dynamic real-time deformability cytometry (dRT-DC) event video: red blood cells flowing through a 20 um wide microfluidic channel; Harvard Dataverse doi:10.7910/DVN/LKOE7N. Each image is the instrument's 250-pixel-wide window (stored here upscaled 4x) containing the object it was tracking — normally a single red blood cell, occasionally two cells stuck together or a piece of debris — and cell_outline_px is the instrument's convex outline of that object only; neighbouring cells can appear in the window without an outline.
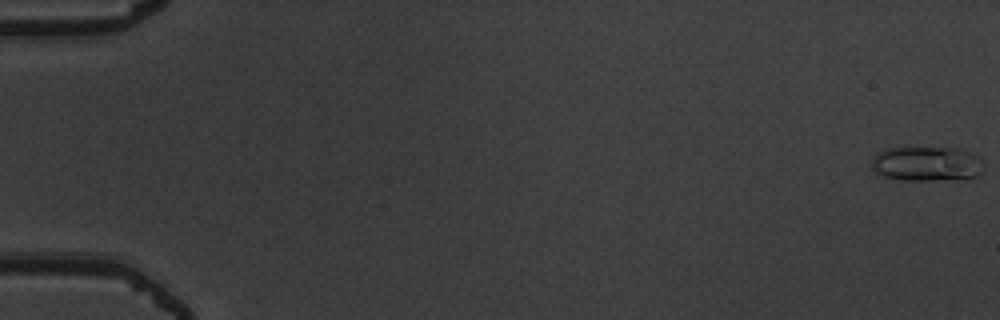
{"species": "common noctule bat (a hibernating species)", "species_latin": "Nyctalus noctula", "temperature_condition": "warm", "stored_images_in_passage": 53, "camera_frame_rate_fps": 3000, "um_per_image_px": 0.085, "animal": {"sex": "male", "body_mass_g": 19.5, "forearm_length_mm": 54.6}, "frame": {"image": 1, "passage_image": 1, "time_ms": 0.0, "image_size_px": [1000, 320], "cell_outline_px": [[984, 172], [976, 176], [928, 180], [900, 180], [884, 176], [876, 172], [872, 168], [872, 156], [876, 152], [884, 148], [956, 148], [968, 152], [976, 156]], "centroid_in_image_um": [78.67, 13.91], "position_along_channel_um": 6.3, "area_um2": 22.25}}
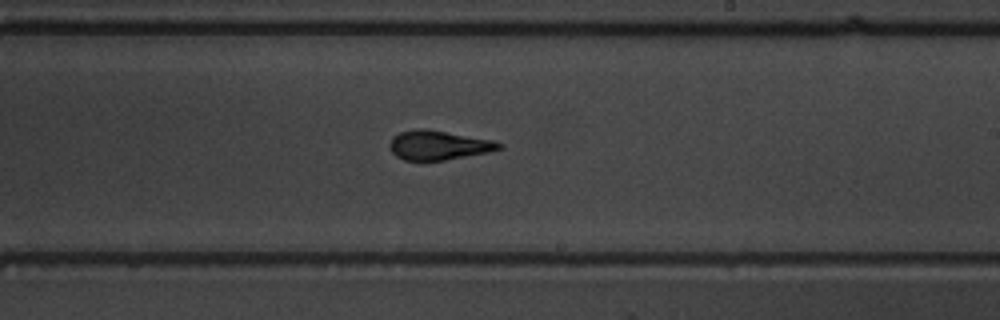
{"frame": {"image": 2, "passage_image": 33, "time_ms": 10.667, "image_size_px": [1000, 320], "cell_outline_px": [[504, 144], [500, 148], [488, 152], [444, 160], [404, 160], [396, 156], [392, 152], [388, 144], [392, 136], [400, 132], [416, 128], [424, 128], [492, 140]], "centroid_in_image_um": [37.22, 12.33], "position_along_channel_um": 251.8, "area_um2": 18.55}}
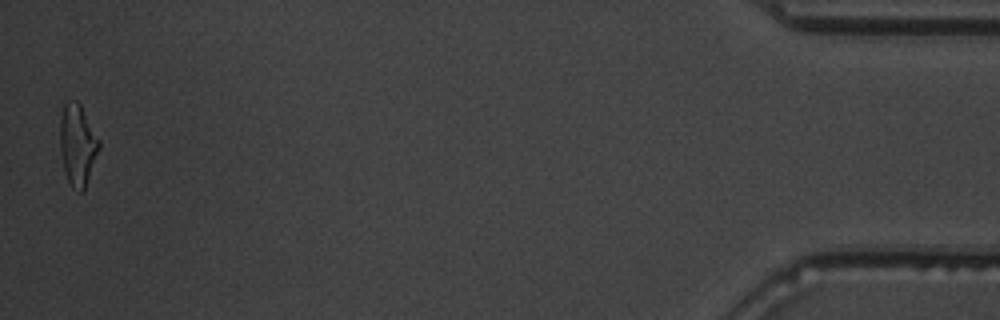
{"frame": {"image": 3, "passage_image": 53, "time_ms": 17.333, "image_size_px": [1000, 320], "cell_outline_px": [[100, 148], [84, 192], [80, 192], [72, 188], [68, 180], [64, 168], [60, 152], [60, 116], [64, 104], [68, 100], [76, 100], [80, 104], [100, 140]], "centroid_in_image_um": [6.6, 12.32], "position_along_channel_um": 428.6, "area_um2": 18.67}, "authors_computed_cell_mechanics": {"area_um2": 18.4382, "velocity_mm_per_s": 3.9348, "shape_relaxation_time_tau1_ms": 4.8335, "shape_relaxation_time_tau2_ms": 1.4223, "deformation_change_tau1": 0.1869, "deformation_change_tau2": 0.095}}